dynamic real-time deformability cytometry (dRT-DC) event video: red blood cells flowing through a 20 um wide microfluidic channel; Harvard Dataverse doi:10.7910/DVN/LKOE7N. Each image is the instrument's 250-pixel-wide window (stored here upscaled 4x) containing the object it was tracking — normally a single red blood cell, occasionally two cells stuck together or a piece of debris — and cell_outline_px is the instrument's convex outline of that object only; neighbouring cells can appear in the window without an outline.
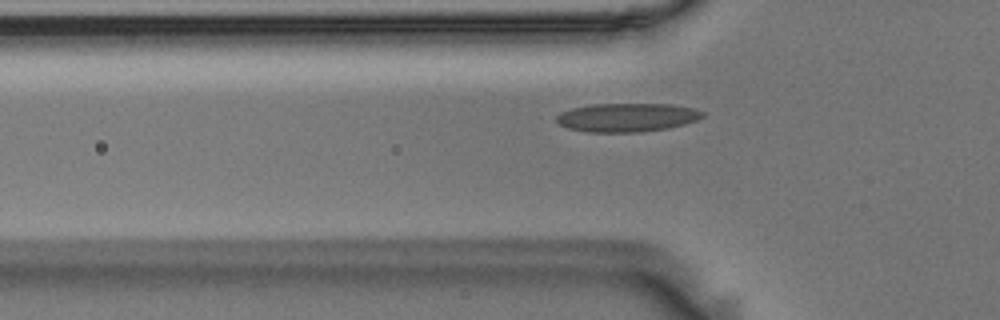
{"species": "Egyptian fruit bat (a non-hibernating species)", "species_latin": "Rousettus aegyptiacus", "temperature_condition": "room temperature", "stored_images_in_passage": 38, "camera_frame_rate_fps": 3000, "um_per_image_px": 0.085, "animal": {"sex": "male"}, "frame": {"image": 1, "passage_image": 5, "time_ms": 1.333, "image_size_px": [1000, 320], "cell_outline_px": [[704, 116], [696, 120], [684, 124], [668, 128], [640, 132], [588, 132], [568, 128], [560, 124], [556, 120], [556, 116], [560, 112], [572, 108], [592, 104], [672, 104], [692, 108], [704, 112]], "centroid_in_image_um": [53.29, 9.98], "position_along_channel_um": 72.5, "area_um2": 24.33}}
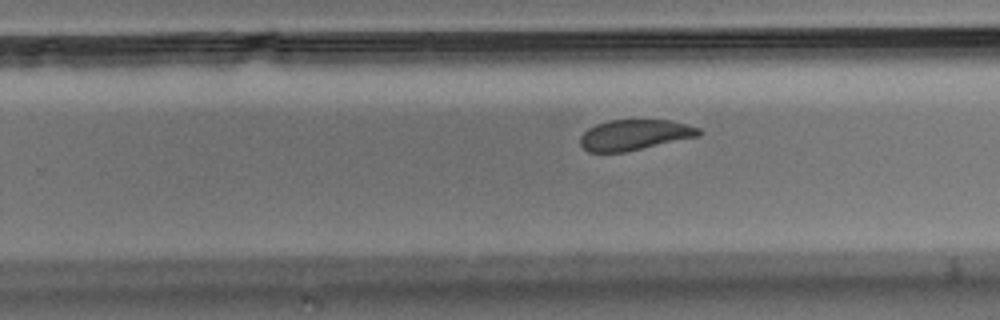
{"frame": {"image": 2, "passage_image": 22, "time_ms": 7.0, "image_size_px": [1000, 320], "cell_outline_px": [[704, 132], [700, 136], [624, 152], [588, 152], [580, 144], [580, 136], [588, 128], [596, 124], [608, 120], [672, 120], [700, 128]], "centroid_in_image_um": [53.96, 11.46], "position_along_channel_um": 275.8, "area_um2": 21.21}}
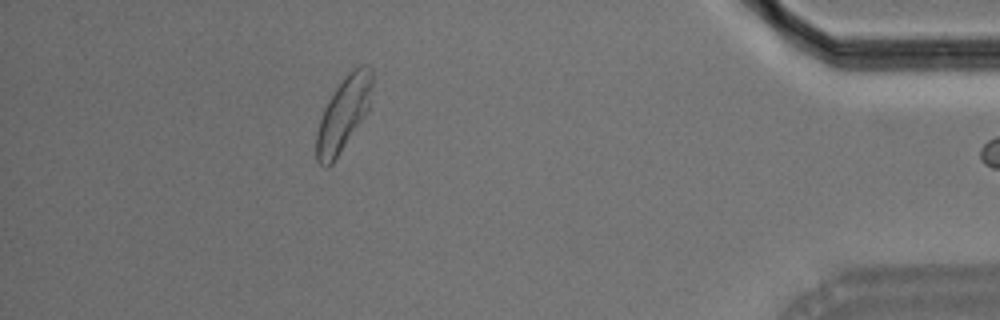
{"frame": {"image": 3, "passage_image": 37, "time_ms": 12.0, "image_size_px": [1000, 320], "cell_outline_px": [[372, 84], [368, 108], [364, 116], [332, 164], [328, 168], [324, 168], [316, 160], [316, 132], [324, 108], [332, 92], [344, 76], [348, 72], [360, 64], [364, 64], [372, 68]], "centroid_in_image_um": [29.17, 9.66], "position_along_channel_um": 406.0, "area_um2": 23.81}}